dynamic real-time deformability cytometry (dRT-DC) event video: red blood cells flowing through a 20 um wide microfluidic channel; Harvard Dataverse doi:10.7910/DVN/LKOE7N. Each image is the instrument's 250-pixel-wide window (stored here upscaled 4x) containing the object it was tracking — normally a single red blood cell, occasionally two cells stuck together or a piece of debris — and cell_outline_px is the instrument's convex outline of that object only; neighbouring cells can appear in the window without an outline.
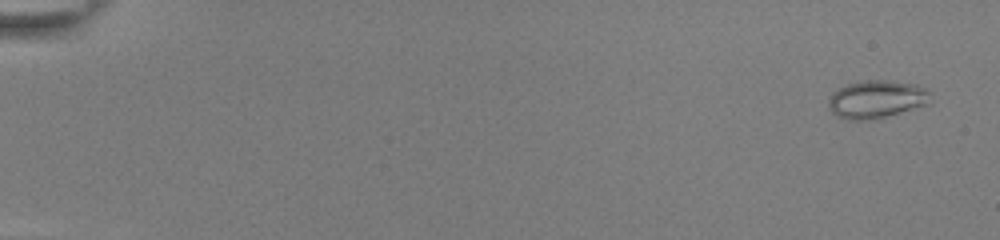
{"species": "common noctule bat (a hibernating species)", "species_latin": "Nyctalus noctula", "temperature_condition": "room temperature", "stored_images_in_passage": 52, "camera_frame_rate_fps": 3000, "um_per_image_px": 0.085, "animal": {"sex": "female", "body_mass_g": 22.0, "forearm_length_mm": 56.7}, "frame": {"image": 1, "passage_image": 1, "time_ms": 0.0, "image_size_px": [1000, 240], "cell_outline_px": [[928, 104], [884, 116], [860, 120], [848, 120], [836, 116], [828, 108], [828, 100], [832, 92], [848, 84], [868, 80], [888, 80], [916, 84], [928, 88]], "centroid_in_image_um": [74.46, 8.42], "position_along_channel_um": 10.5, "area_um2": 22.14}}
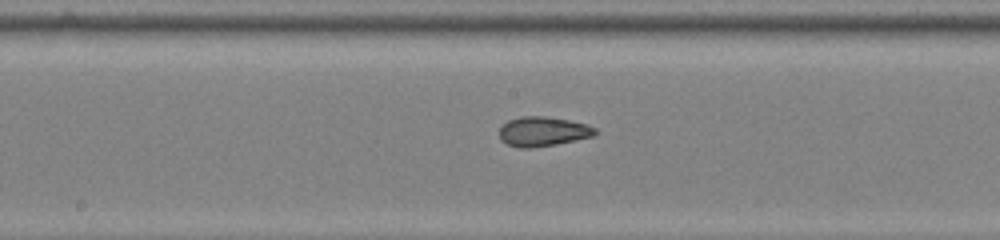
{"frame": {"image": 2, "passage_image": 29, "time_ms": 9.333, "image_size_px": [1000, 240], "cell_outline_px": [[600, 132], [596, 136], [556, 144], [532, 148], [520, 148], [508, 144], [500, 140], [500, 128], [508, 120], [520, 116], [544, 116], [568, 120], [588, 124], [596, 128]], "centroid_in_image_um": [46.2, 11.18], "position_along_channel_um": 202.0, "area_um2": 16.7}}
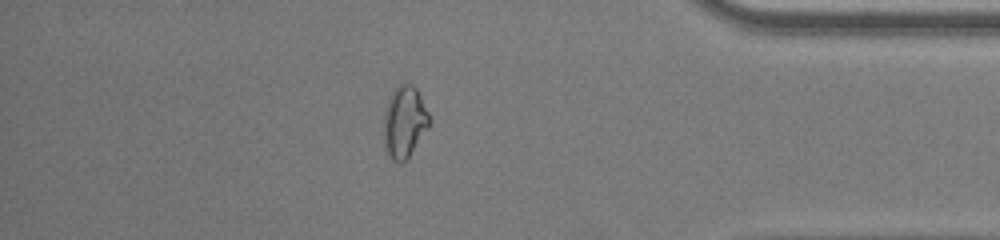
{"frame": {"image": 3, "passage_image": 46, "time_ms": 15.0, "image_size_px": [1000, 240], "cell_outline_px": [[428, 128], [408, 156], [400, 164], [392, 160], [384, 148], [384, 112], [388, 100], [392, 92], [400, 84], [412, 84], [416, 88], [428, 112]], "centroid_in_image_um": [34.34, 10.37], "position_along_channel_um": 400.9, "area_um2": 18.67}, "authors_computed_cell_mechanics": {"area_um2": 18.0336, "velocity_mm_per_s": 3.9074, "shape_relaxation_time_tau1_ms": null, "shape_relaxation_time_tau2_ms": 1.8654, "deformation_change_tau1": null, "deformation_change_tau2": 0.0752}}